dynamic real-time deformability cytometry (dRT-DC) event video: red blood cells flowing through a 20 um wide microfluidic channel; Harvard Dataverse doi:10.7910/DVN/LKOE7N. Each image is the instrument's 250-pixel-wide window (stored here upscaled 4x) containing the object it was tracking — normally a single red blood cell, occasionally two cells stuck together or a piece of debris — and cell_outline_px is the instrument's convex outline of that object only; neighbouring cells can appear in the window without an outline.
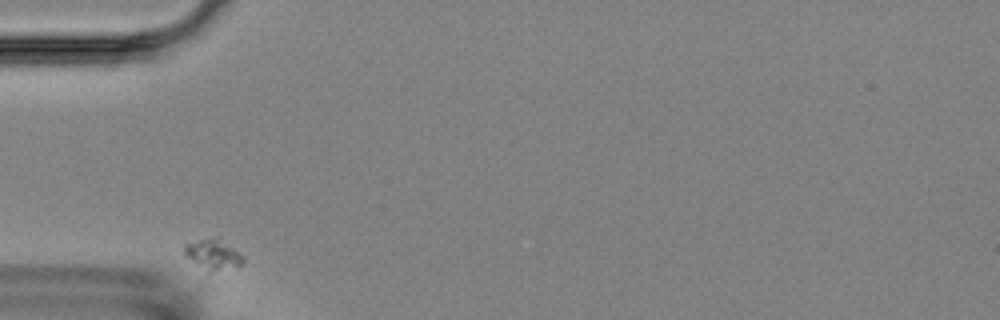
{"species": "Egyptian fruit bat (a non-hibernating species)", "species_latin": "Rousettus aegyptiacus", "temperature_condition": "room temperature", "stored_images_in_passage": 6, "camera_frame_rate_fps": 3000, "um_per_image_px": 0.085, "animal": {"sex": "female"}, "frame": {"image": 1, "passage_image": 1, "time_ms": 0.0, "image_size_px": [1000, 320], "cell_outline_px": [[244, 264], [208, 276], [184, 252], [184, 244], [216, 236], [220, 236], [244, 256]], "centroid_in_image_um": [18.17, 21.68], "position_along_channel_um": 66.8, "area_um2": 11.04}}